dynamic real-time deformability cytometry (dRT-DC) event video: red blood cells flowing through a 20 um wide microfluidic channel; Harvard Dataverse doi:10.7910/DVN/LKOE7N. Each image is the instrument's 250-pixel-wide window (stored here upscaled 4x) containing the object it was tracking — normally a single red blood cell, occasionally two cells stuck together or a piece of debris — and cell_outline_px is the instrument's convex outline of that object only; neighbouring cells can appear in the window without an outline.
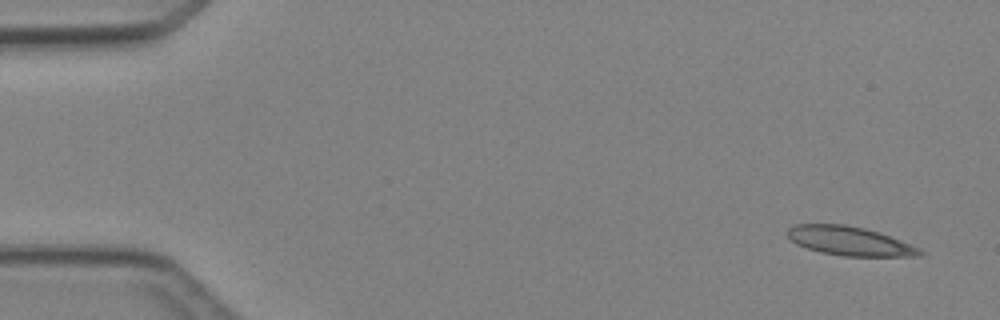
{"species": "Egyptian fruit bat (a non-hibernating species)", "species_latin": "Rousettus aegyptiacus", "temperature_condition": "cold", "stored_images_in_passage": 4, "camera_frame_rate_fps": 3000, "um_per_image_px": 0.085, "animal": {"sex": "female"}, "frame": {"image": 1, "passage_image": 1, "time_ms": 0.0, "image_size_px": [1000, 320], "cell_outline_px": [[924, 252], [920, 256], [844, 256], [820, 252], [796, 244], [788, 236], [788, 228], [796, 224], [844, 224], [864, 228], [880, 232], [920, 248]], "centroid_in_image_um": [72.23, 20.48], "position_along_channel_um": 12.8, "area_um2": 22.25}}
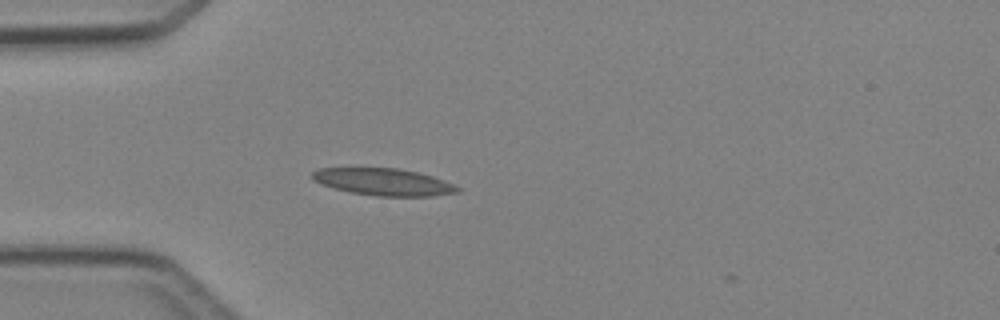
{"frame": {"image": 2, "passage_image": 4, "time_ms": 3.667, "image_size_px": [1000, 320], "cell_outline_px": [[460, 192], [432, 196], [376, 196], [348, 192], [320, 184], [312, 180], [312, 172], [320, 168], [400, 168], [432, 176], [444, 180], [460, 188]], "centroid_in_image_um": [32.58, 15.47], "position_along_channel_um": 52.4, "area_um2": 22.95}}